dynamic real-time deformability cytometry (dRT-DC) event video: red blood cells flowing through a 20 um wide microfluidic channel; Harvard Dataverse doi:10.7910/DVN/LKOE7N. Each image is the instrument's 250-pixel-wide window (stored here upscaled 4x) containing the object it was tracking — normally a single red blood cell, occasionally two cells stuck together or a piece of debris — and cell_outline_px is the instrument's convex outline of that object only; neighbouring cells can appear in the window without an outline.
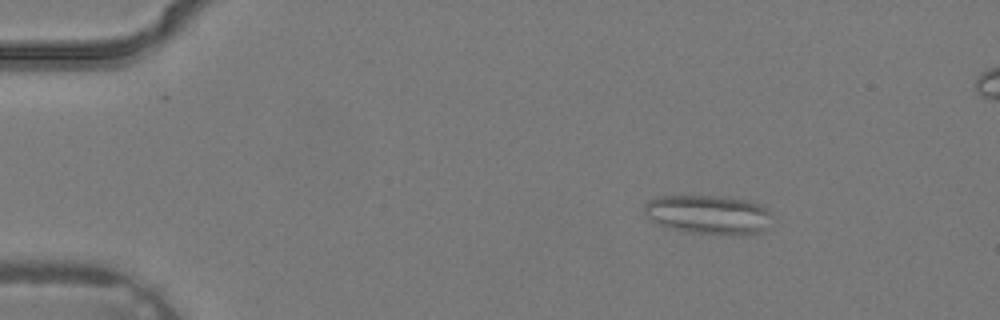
{"species": "common noctule bat (a hibernating species)", "species_latin": "Nyctalus noctula", "temperature_condition": "warm", "stored_images_in_passage": 4, "camera_frame_rate_fps": 3000, "um_per_image_px": 0.085, "animal": {"sex": "male", "body_mass_g": 19.2, "forearm_length_mm": 51.8}, "frame": {"image": 1, "passage_image": 2, "time_ms": 0.333, "image_size_px": [1000, 320], "cell_outline_px": [[772, 216], [764, 228], [760, 232], [748, 236], [740, 236], [684, 232], [668, 228], [660, 224], [648, 216], [644, 212], [644, 204], [648, 200], [656, 196], [716, 196], [744, 200], [760, 204], [768, 208]], "centroid_in_image_um": [60.22, 18.26], "position_along_channel_um": 24.8, "area_um2": 29.3}}